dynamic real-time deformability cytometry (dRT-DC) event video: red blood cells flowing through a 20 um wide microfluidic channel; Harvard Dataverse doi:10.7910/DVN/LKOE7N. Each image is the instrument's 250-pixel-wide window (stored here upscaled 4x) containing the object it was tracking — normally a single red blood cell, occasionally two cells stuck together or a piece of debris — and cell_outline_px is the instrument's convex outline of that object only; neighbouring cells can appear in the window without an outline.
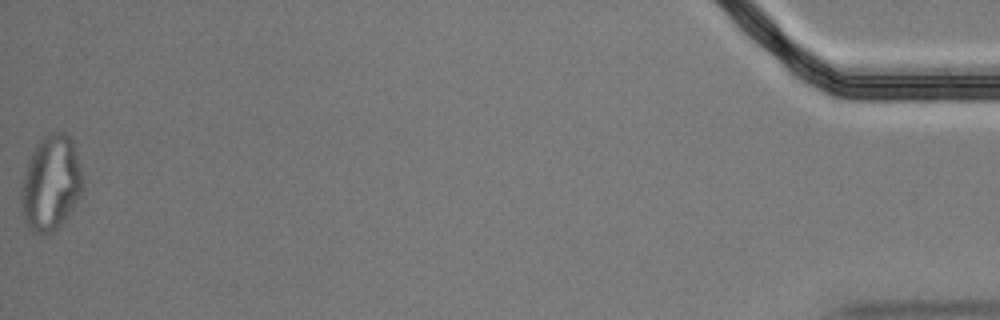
{"species": "Egyptian fruit bat (a non-hibernating species)", "species_latin": "Rousettus aegyptiacus", "temperature_condition": "cold", "stored_images_in_passage": 58, "segment_of_instrument_passage": [2, 2], "camera_frame_rate_fps": 3000, "um_per_image_px": 0.085, "animal": {"sex": "male"}, "frame": {"image": 1, "passage_image": 58, "time_ms": 19.0, "image_size_px": [1000, 320], "cell_outline_px": [[84, 192], [60, 228], [52, 232], [32, 232], [24, 224], [20, 200], [20, 196], [24, 172], [32, 152], [36, 144], [44, 136], [52, 132], [64, 132], [72, 140], [84, 184]], "centroid_in_image_um": [4.32, 15.61], "position_along_channel_um": 430.9, "area_um2": 34.39}}